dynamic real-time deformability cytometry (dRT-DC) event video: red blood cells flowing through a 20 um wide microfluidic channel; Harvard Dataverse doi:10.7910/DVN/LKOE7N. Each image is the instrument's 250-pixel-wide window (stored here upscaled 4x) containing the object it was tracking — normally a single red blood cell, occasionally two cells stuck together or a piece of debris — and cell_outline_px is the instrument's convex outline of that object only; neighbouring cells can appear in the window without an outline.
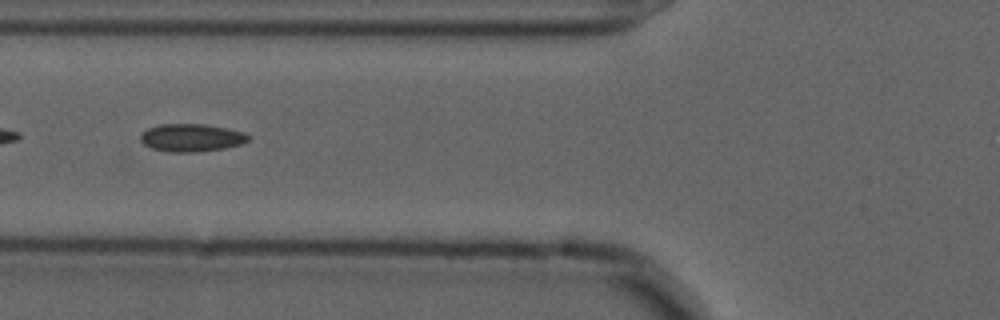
{"species": "common noctule bat (a hibernating species)", "species_latin": "Nyctalus noctula", "temperature_condition": "cold", "stored_images_in_passage": 42, "camera_frame_rate_fps": 3000, "um_per_image_px": 0.085, "animal": {"sex": "male", "forearm_length_mm": 52.5}, "frame": {"image": 1, "passage_image": 15, "time_ms": 4.667, "image_size_px": [1000, 320], "cell_outline_px": [[248, 140], [240, 144], [224, 148], [192, 152], [168, 152], [152, 148], [144, 144], [140, 140], [140, 132], [148, 128], [160, 124], [204, 124], [244, 132], [248, 136]], "centroid_in_image_um": [16.2, 11.7], "position_along_channel_um": 109.6, "area_um2": 17.28}}
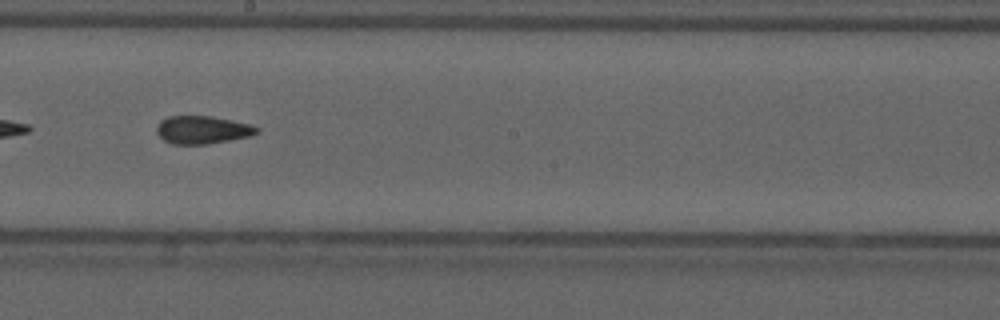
{"frame": {"image": 2, "passage_image": 25, "time_ms": 8.0, "image_size_px": [1000, 320], "cell_outline_px": [[260, 128], [256, 132], [248, 136], [208, 144], [172, 144], [164, 140], [156, 132], [156, 128], [160, 120], [168, 116], [212, 116], [248, 124]], "centroid_in_image_um": [17.14, 11.03], "position_along_channel_um": 231.1, "area_um2": 16.07}}
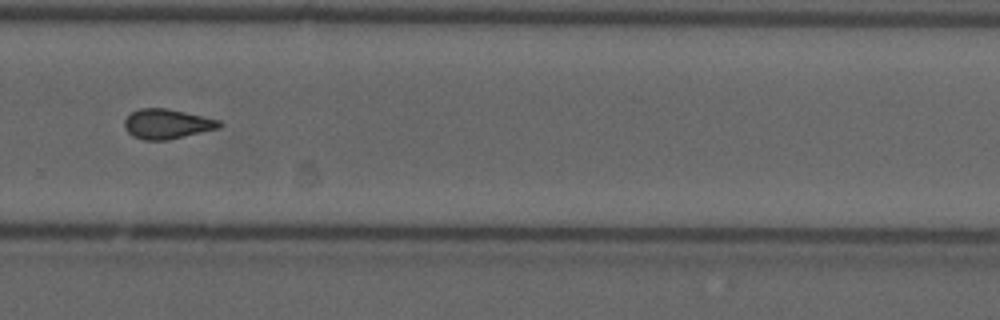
{"frame": {"image": 3, "passage_image": 32, "time_ms": 10.333, "image_size_px": [1000, 320], "cell_outline_px": [[224, 124], [220, 128], [168, 140], [144, 140], [132, 136], [124, 128], [124, 120], [132, 112], [140, 108], [168, 108], [220, 120]], "centroid_in_image_um": [14.21, 10.54], "position_along_channel_um": 315.6, "area_um2": 16.59}, "authors_computed_cell_mechanics": {"area_um2": 16.5886, "velocity_mm_per_s": 3.6377, "shape_relaxation_time_tau1_ms": null, "shape_relaxation_time_tau2_ms": 3.038, "deformation_change_tau1": null, "deformation_change_tau2": 0.0942}}